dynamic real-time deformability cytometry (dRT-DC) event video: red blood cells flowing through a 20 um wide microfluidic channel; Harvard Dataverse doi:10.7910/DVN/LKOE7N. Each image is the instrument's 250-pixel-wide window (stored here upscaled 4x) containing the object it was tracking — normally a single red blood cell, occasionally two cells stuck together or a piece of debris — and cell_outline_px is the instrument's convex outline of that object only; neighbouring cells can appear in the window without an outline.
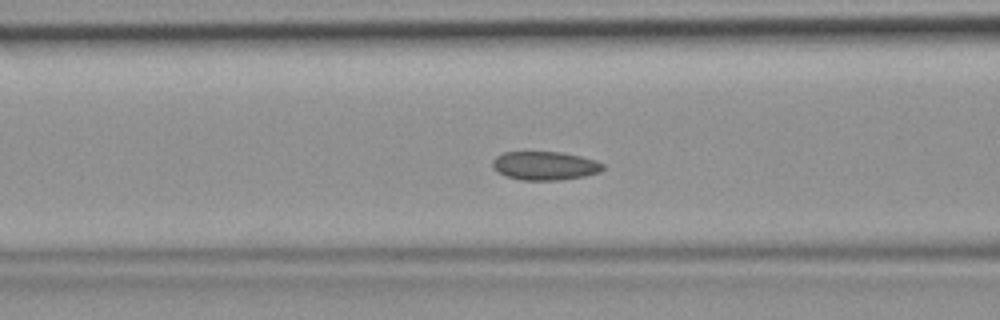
{"species": "common noctule bat (a hibernating species)", "species_latin": "Nyctalus noctula", "temperature_condition": "room temperature", "stored_images_in_passage": 41, "camera_frame_rate_fps": 3000, "um_per_image_px": 0.085, "animal": {"sex": "female", "body_mass_g": 19.9}, "frame": {"image": 1, "passage_image": 12, "time_ms": 3.667, "image_size_px": [1000, 320], "cell_outline_px": [[604, 168], [600, 172], [584, 176], [556, 180], [520, 180], [508, 176], [492, 168], [492, 160], [496, 156], [504, 152], [560, 152], [580, 156], [596, 160], [604, 164]], "centroid_in_image_um": [46.32, 14.08], "position_along_channel_um": 120.3, "area_um2": 18.32}}
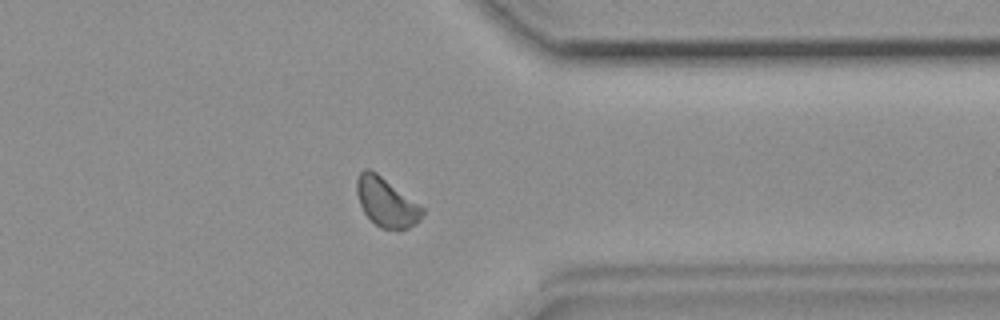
{"frame": {"image": 2, "passage_image": 31, "time_ms": 10.0, "image_size_px": [1000, 320], "cell_outline_px": [[424, 212], [420, 220], [416, 224], [400, 232], [380, 228], [364, 212], [360, 204], [356, 192], [356, 180], [360, 172], [364, 168], [368, 168], [376, 172], [424, 208]], "centroid_in_image_um": [32.84, 17.22], "position_along_channel_um": 378.6, "area_um2": 18.84}}
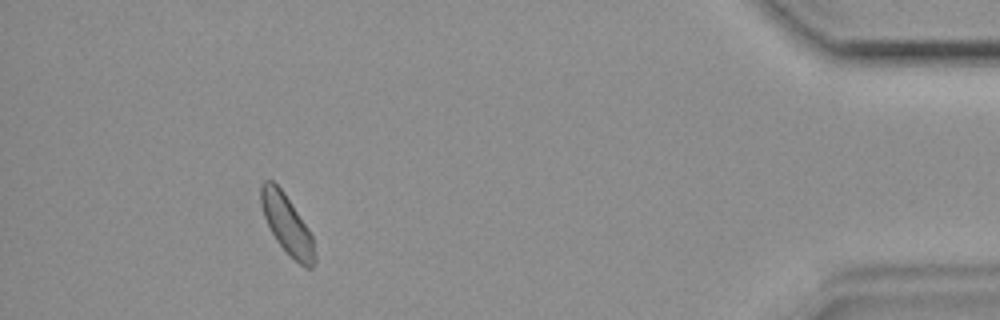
{"frame": {"image": 3, "passage_image": 37, "time_ms": 12.0, "image_size_px": [1000, 320], "cell_outline_px": [[316, 260], [312, 268], [304, 268], [276, 240], [264, 216], [260, 204], [260, 184], [264, 180], [272, 180], [284, 192], [308, 228], [312, 236], [316, 256]], "centroid_in_image_um": [24.39, 19.05], "position_along_channel_um": 410.8, "area_um2": 18.32}}